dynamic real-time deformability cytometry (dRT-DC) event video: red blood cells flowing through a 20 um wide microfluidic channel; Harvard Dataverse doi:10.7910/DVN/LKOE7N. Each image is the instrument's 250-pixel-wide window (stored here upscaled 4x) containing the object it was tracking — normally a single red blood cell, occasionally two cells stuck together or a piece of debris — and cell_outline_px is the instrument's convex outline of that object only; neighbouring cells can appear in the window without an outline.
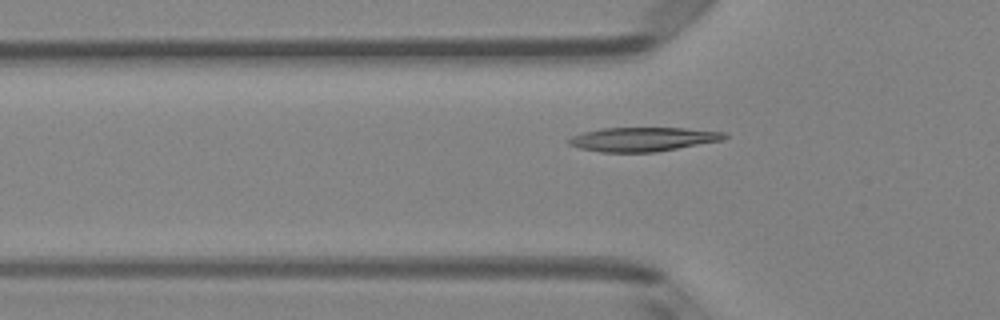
{"species": "Egyptian fruit bat (a non-hibernating species)", "species_latin": "Rousettus aegyptiacus", "temperature_condition": "room temperature", "stored_images_in_passage": 45, "camera_frame_rate_fps": 3000, "um_per_image_px": 0.085, "animal": {"sex": "female"}, "frame": {"image": 1, "passage_image": 16, "time_ms": 5.0, "image_size_px": [1000, 320], "cell_outline_px": [[728, 136], [724, 140], [656, 152], [600, 152], [580, 148], [568, 144], [568, 140], [572, 136], [584, 132], [600, 128], [684, 128], [728, 132]], "centroid_in_image_um": [54.69, 11.83], "position_along_channel_um": 71.1, "area_um2": 21.91}}
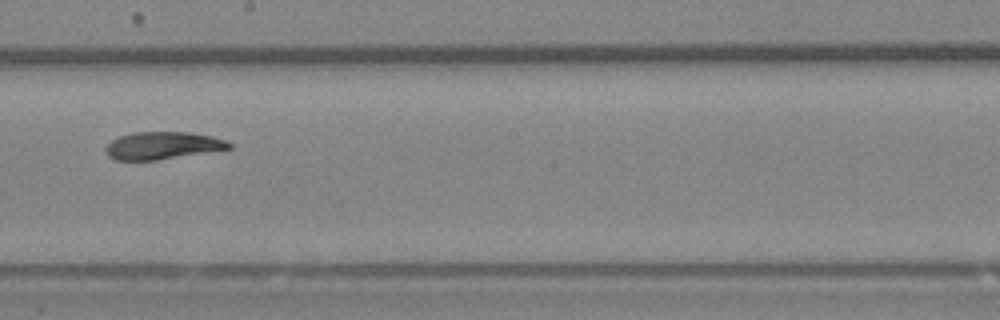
{"frame": {"image": 2, "passage_image": 28, "time_ms": 9.0, "image_size_px": [1000, 320], "cell_outline_px": [[232, 148], [156, 160], [116, 160], [108, 156], [104, 148], [112, 140], [120, 136], [132, 132], [188, 132], [212, 136], [228, 140], [232, 144]], "centroid_in_image_um": [13.82, 12.36], "position_along_channel_um": 234.4, "area_um2": 19.71}}
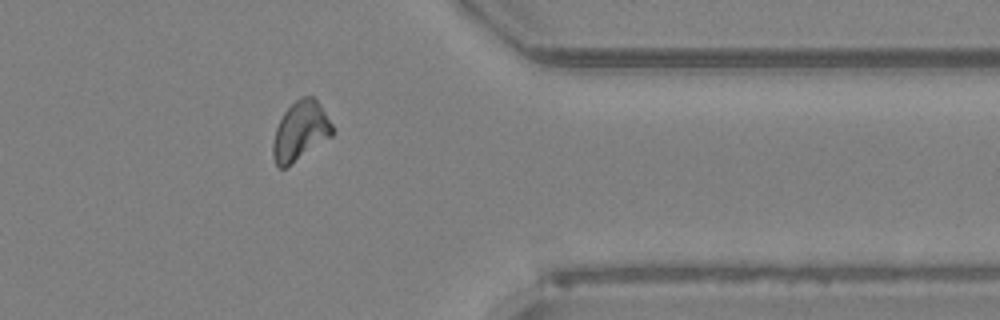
{"frame": {"image": 3, "passage_image": 40, "time_ms": 13.0, "image_size_px": [1000, 320], "cell_outline_px": [[332, 136], [288, 168], [280, 168], [276, 164], [272, 156], [272, 144], [276, 128], [284, 112], [300, 96], [312, 96], [320, 104], [332, 124]], "centroid_in_image_um": [25.52, 11.18], "position_along_channel_um": 385.9, "area_um2": 20.58}}